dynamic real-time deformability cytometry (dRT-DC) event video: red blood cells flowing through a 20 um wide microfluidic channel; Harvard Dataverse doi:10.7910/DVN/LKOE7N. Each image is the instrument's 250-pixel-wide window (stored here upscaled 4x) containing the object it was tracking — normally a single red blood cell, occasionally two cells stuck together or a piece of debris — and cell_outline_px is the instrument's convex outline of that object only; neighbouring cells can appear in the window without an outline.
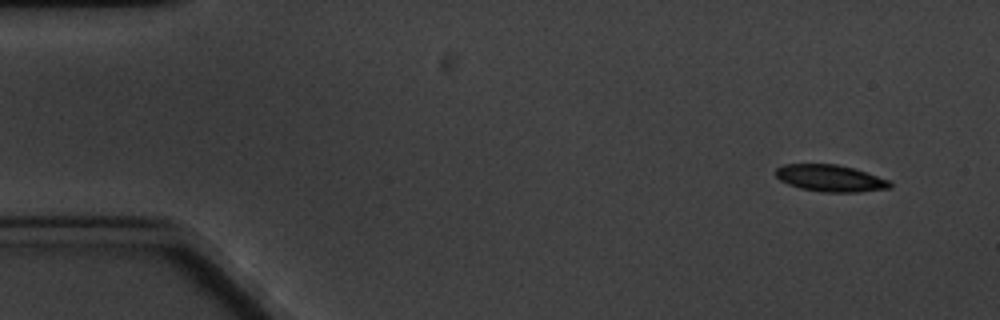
{"species": "common noctule bat (a hibernating species)", "species_latin": "Nyctalus noctula", "temperature_condition": "cold", "stored_images_in_passage": 4, "camera_frame_rate_fps": 3000, "um_per_image_px": 0.085, "animal": {"sex": "male", "body_mass_g": 20.1, "forearm_length_mm": 53.5}, "frame": {"image": 1, "passage_image": 1, "time_ms": 0.0, "image_size_px": [1000, 320], "cell_outline_px": [[892, 188], [856, 192], [824, 192], [800, 188], [788, 184], [780, 180], [776, 176], [776, 168], [784, 164], [836, 164], [852, 168], [892, 180]], "centroid_in_image_um": [70.6, 15.15], "position_along_channel_um": 14.4, "area_um2": 17.86}}